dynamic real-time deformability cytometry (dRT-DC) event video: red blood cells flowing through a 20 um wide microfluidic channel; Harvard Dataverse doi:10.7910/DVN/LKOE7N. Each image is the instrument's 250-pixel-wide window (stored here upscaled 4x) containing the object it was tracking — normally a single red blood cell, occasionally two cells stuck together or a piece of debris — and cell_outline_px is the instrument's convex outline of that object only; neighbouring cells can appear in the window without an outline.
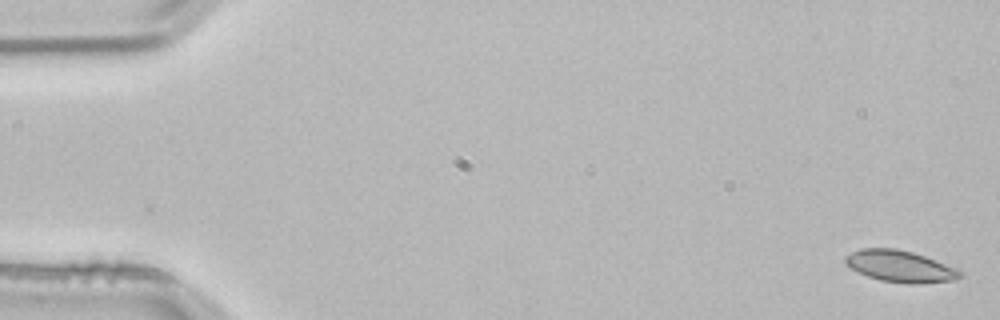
{"species": "common noctule bat (a hibernating species)", "species_latin": "Nyctalus noctula", "temperature_condition": "room temperature", "stored_images_in_passage": 53, "camera_frame_rate_fps": 3000, "um_per_image_px": 0.085, "animal": {"sex": "male", "body_mass_g": 21.5, "forearm_length_mm": 52.0}, "frame": {"image": 1, "passage_image": 1, "time_ms": 0.0, "image_size_px": [1000, 320], "cell_outline_px": [[964, 272], [960, 276], [952, 280], [920, 284], [908, 284], [880, 280], [868, 276], [852, 268], [844, 260], [844, 256], [860, 248], [896, 248], [912, 252], [924, 256], [956, 268]], "centroid_in_image_um": [76.51, 22.63], "position_along_channel_um": 8.5, "area_um2": 20.92}}
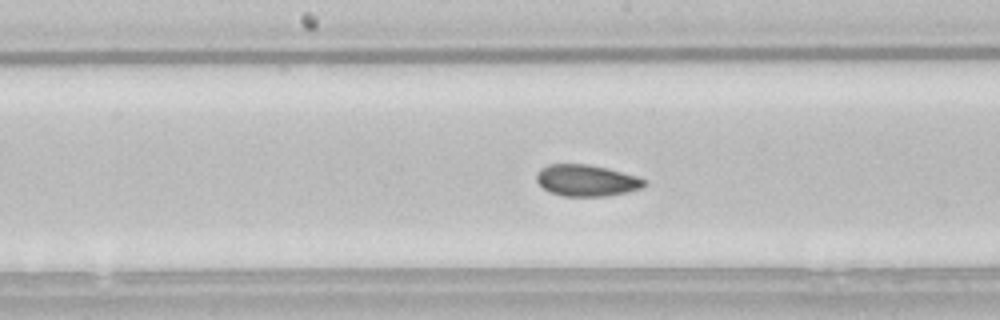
{"frame": {"image": 2, "passage_image": 27, "time_ms": 8.667, "image_size_px": [1000, 320], "cell_outline_px": [[648, 184], [644, 188], [604, 196], [564, 196], [548, 192], [536, 180], [536, 172], [540, 168], [548, 164], [588, 164], [608, 168], [640, 176]], "centroid_in_image_um": [49.86, 15.33], "position_along_channel_um": 198.3, "area_um2": 20.0}}
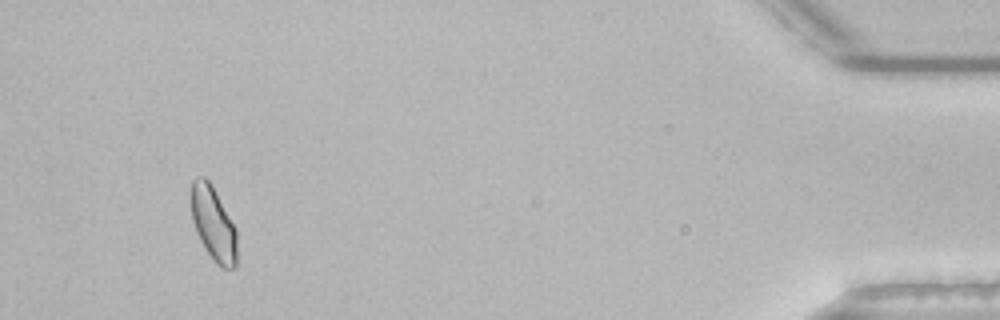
{"frame": {"image": 3, "passage_image": 50, "time_ms": 16.333, "image_size_px": [1000, 320], "cell_outline_px": [[236, 268], [224, 268], [216, 264], [212, 260], [200, 240], [196, 232], [192, 220], [192, 180], [196, 176], [204, 176], [212, 184], [236, 228]], "centroid_in_image_um": [18.14, 19.01], "position_along_channel_um": 417.1, "area_um2": 19.77}, "authors_computed_cell_mechanics": {"area_um2": 19.9988, "velocity_mm_per_s": 3.816, "shape_relaxation_time_tau1_ms": null, "shape_relaxation_time_tau2_ms": 2.7334, "deformation_change_tau1": null, "deformation_change_tau2": 0.0479}}